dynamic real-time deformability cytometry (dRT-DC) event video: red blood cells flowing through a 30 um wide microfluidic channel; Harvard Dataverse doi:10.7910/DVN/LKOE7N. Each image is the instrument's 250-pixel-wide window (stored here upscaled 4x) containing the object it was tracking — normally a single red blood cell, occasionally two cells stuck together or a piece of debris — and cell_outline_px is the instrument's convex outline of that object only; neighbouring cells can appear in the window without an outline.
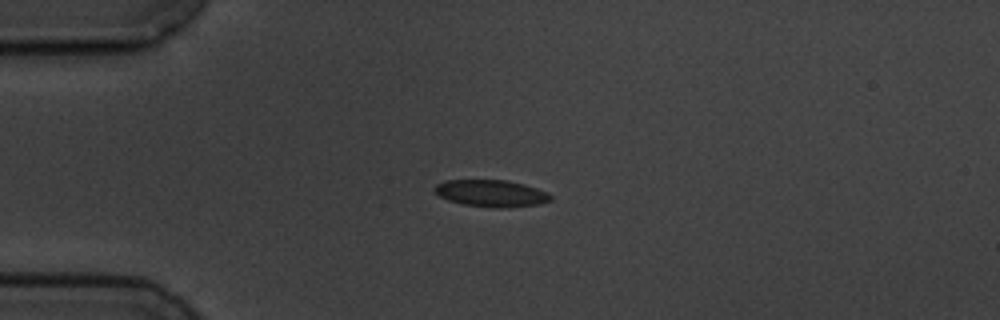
{"species": "common noctule bat (a hibernating species)", "species_latin": "Nyctalus noctula", "temperature_condition": "cold", "stored_images_in_passage": 3, "camera_frame_rate_fps": 3000, "um_per_image_px": 0.085, "animal": {"sex": "male", "body_mass_g": 19.5, "forearm_length_mm": 54.6}, "frame": {"image": 1, "passage_image": 2, "time_ms": 1.0, "image_size_px": [1000, 320], "cell_outline_px": [[552, 200], [540, 204], [508, 208], [492, 208], [460, 204], [448, 200], [440, 196], [432, 188], [436, 184], [444, 180], [504, 180], [524, 184], [548, 192], [552, 196]], "centroid_in_image_um": [41.75, 16.44], "position_along_channel_um": 43.2, "area_um2": 18.44}}